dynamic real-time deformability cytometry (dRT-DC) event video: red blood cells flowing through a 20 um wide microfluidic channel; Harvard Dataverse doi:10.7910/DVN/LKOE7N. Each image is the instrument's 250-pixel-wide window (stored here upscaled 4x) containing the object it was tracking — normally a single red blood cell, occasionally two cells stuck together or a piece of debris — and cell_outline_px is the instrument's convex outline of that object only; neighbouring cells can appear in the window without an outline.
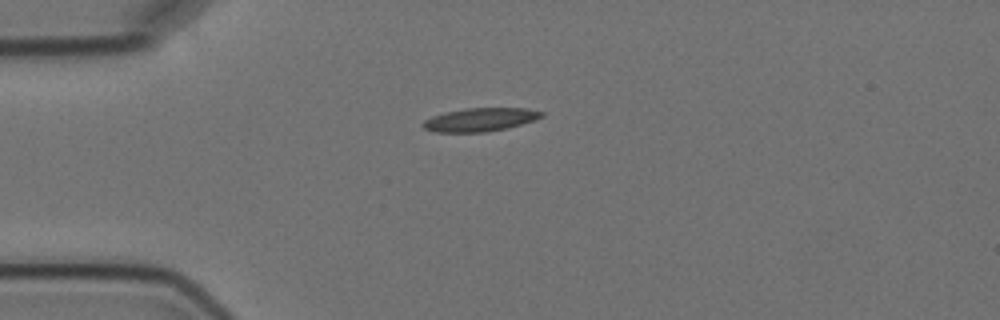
{"species": "Egyptian fruit bat (a non-hibernating species)", "species_latin": "Rousettus aegyptiacus", "temperature_condition": "cold", "stored_images_in_passage": 6, "camera_frame_rate_fps": 3000, "um_per_image_px": 0.085, "animal": {"sex": "female"}, "frame": {"image": 1, "passage_image": 1, "time_ms": 0.0, "image_size_px": [1000, 320], "cell_outline_px": [[544, 116], [508, 128], [484, 132], [436, 132], [424, 128], [420, 124], [424, 120], [432, 116], [444, 112], [464, 108], [524, 108], [544, 112]], "centroid_in_image_um": [40.77, 10.16], "position_along_channel_um": 44.2, "area_um2": 16.13}}
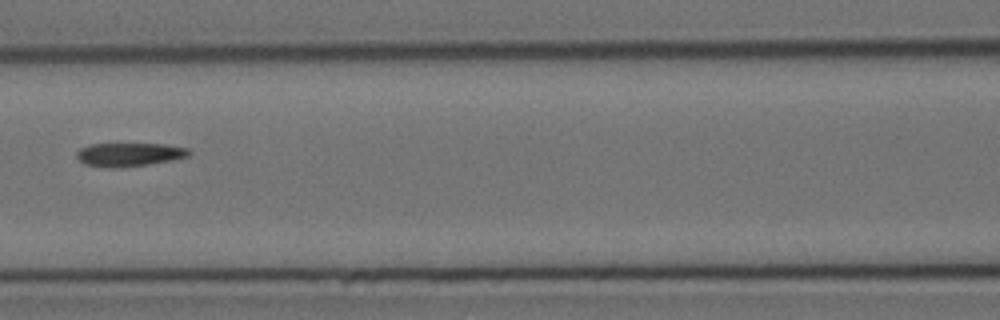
{"frame": {"image": 2, "passage_image": 4, "time_ms": 3.667, "image_size_px": [1000, 320], "cell_outline_px": [[192, 152], [188, 156], [172, 160], [148, 164], [120, 168], [104, 168], [84, 164], [76, 156], [76, 152], [80, 148], [88, 144], [164, 144], [188, 148]], "centroid_in_image_um": [10.96, 13.14], "position_along_channel_um": 155.6, "area_um2": 15.55}}
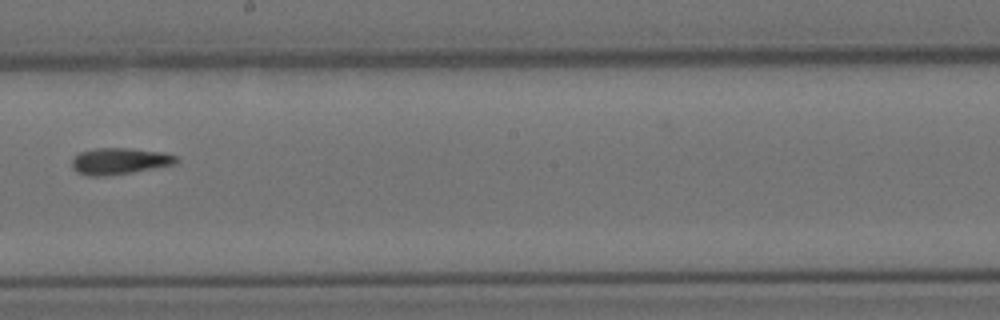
{"frame": {"image": 3, "passage_image": 6, "time_ms": 6.0, "image_size_px": [1000, 320], "cell_outline_px": [[180, 160], [176, 164], [132, 172], [104, 176], [88, 176], [76, 172], [72, 168], [72, 160], [80, 152], [96, 148], [132, 148], [164, 152], [176, 156]], "centroid_in_image_um": [10.18, 13.69], "position_along_channel_um": 238.0, "area_um2": 16.18}}